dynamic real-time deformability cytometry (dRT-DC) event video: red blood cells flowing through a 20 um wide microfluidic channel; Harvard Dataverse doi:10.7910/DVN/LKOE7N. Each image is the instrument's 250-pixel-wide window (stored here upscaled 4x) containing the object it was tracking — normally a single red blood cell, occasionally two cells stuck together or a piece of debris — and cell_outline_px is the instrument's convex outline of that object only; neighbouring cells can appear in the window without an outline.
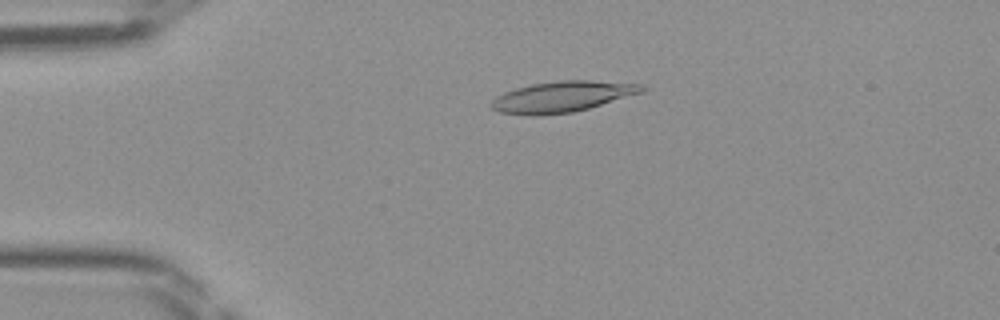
{"species": "Egyptian fruit bat (a non-hibernating species)", "species_latin": "Rousettus aegyptiacus", "temperature_condition": "room temperature", "stored_images_in_passage": 47, "camera_frame_rate_fps": 3000, "um_per_image_px": 0.085, "frame": {"image": 1, "passage_image": 10, "time_ms": 3.0, "image_size_px": [1000, 320], "cell_outline_px": [[648, 88], [644, 92], [588, 108], [572, 112], [536, 116], [532, 116], [500, 112], [492, 108], [492, 100], [496, 96], [504, 92], [516, 88], [532, 84], [560, 80], [592, 80], [644, 84]], "centroid_in_image_um": [47.83, 8.21], "position_along_channel_um": 37.2, "area_um2": 27.11}}
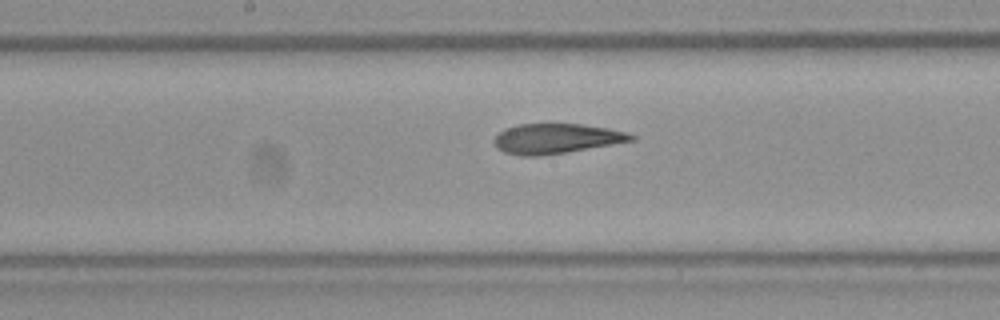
{"frame": {"image": 2, "passage_image": 24, "time_ms": 7.667, "image_size_px": [1000, 320], "cell_outline_px": [[636, 140], [568, 152], [540, 156], [520, 156], [504, 152], [496, 148], [492, 140], [504, 128], [516, 124], [580, 124], [608, 128], [628, 132], [636, 136]], "centroid_in_image_um": [47.26, 11.78], "position_along_channel_um": 200.9, "area_um2": 24.16}}
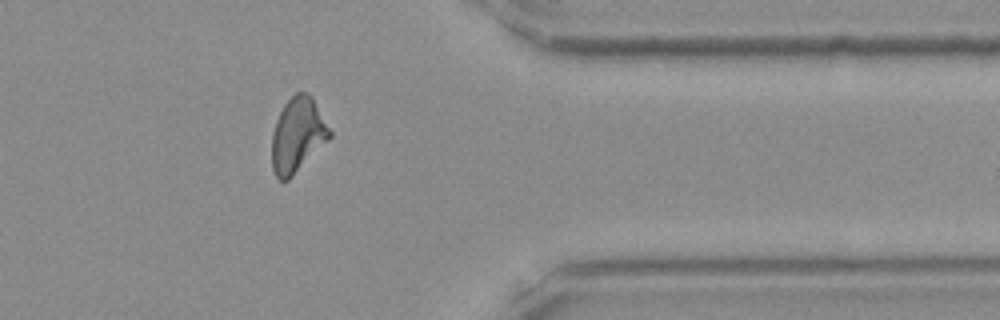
{"frame": {"image": 3, "passage_image": 38, "time_ms": 12.333, "image_size_px": [1000, 320], "cell_outline_px": [[332, 136], [288, 180], [280, 180], [276, 176], [272, 168], [272, 132], [276, 120], [284, 104], [296, 92], [308, 92], [312, 96], [332, 132]], "centroid_in_image_um": [25.29, 11.45], "position_along_channel_um": 386.1, "area_um2": 24.97}}